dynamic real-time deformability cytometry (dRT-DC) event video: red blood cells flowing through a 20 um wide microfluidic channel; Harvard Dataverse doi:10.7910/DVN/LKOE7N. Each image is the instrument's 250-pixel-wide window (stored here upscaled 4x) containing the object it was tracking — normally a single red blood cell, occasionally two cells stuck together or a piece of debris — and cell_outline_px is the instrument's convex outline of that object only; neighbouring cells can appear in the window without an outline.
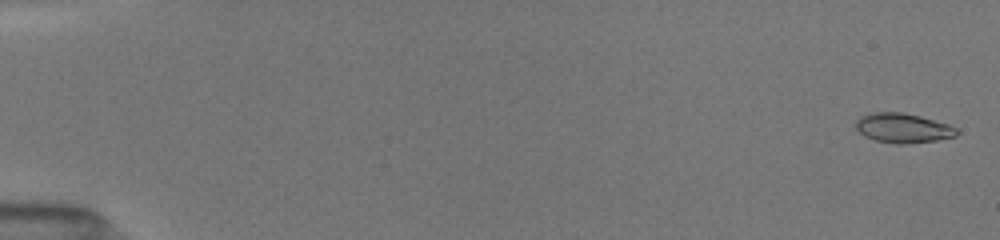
{"species": "common noctule bat (a hibernating species)", "species_latin": "Nyctalus noctula", "temperature_condition": "room temperature", "stored_images_in_passage": 45, "camera_frame_rate_fps": 3000, "um_per_image_px": 0.085, "animal": {"sex": "female", "body_mass_g": 19.5, "forearm_length_mm": 54.1}, "frame": {"image": 1, "passage_image": 2, "time_ms": 0.333, "image_size_px": [1000, 240], "cell_outline_px": [[960, 132], [956, 136], [936, 140], [908, 144], [896, 144], [876, 140], [864, 136], [856, 128], [856, 120], [860, 116], [872, 112], [900, 112], [920, 116], [948, 124], [956, 128]], "centroid_in_image_um": [76.75, 10.88], "position_along_channel_um": 8.2, "area_um2": 17.4}}
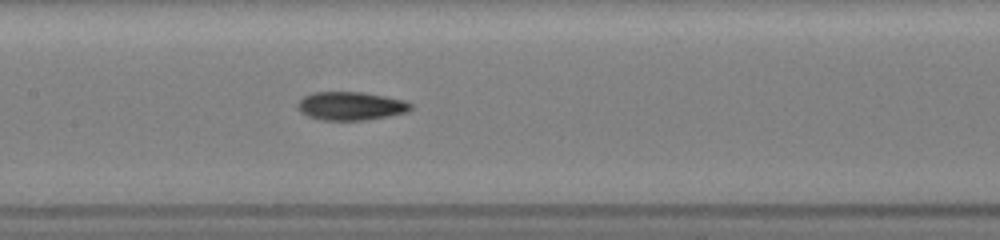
{"frame": {"image": 2, "passage_image": 20, "time_ms": 8.667, "image_size_px": [1000, 240], "cell_outline_px": [[412, 108], [408, 112], [388, 116], [364, 120], [324, 120], [308, 116], [300, 112], [296, 108], [296, 104], [304, 96], [312, 92], [364, 92], [404, 100], [412, 104]], "centroid_in_image_um": [29.8, 9.0], "position_along_channel_um": 177.6, "area_um2": 18.79}}
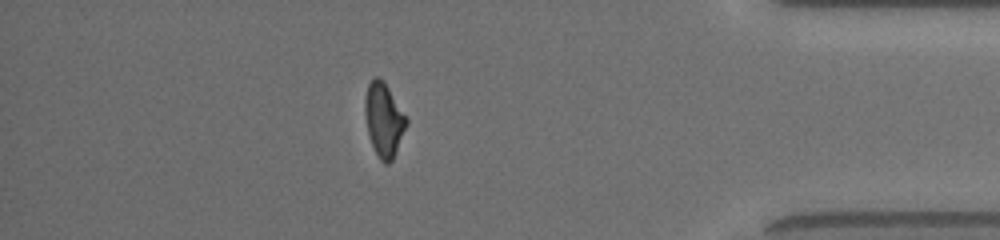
{"frame": {"image": 3, "passage_image": 39, "time_ms": 15.0, "image_size_px": [1000, 240], "cell_outline_px": [[408, 124], [392, 160], [388, 164], [384, 164], [380, 160], [372, 144], [368, 132], [364, 112], [364, 100], [368, 84], [372, 76], [376, 76], [384, 80], [408, 120]], "centroid_in_image_um": [32.62, 10.15], "position_along_channel_um": 402.6, "area_um2": 17.8}, "authors_computed_cell_mechanics": {"area_um2": 17.7446, "velocity_mm_per_s": 4.0632, "shape_relaxation_time_tau1_ms": 6.6497, "shape_relaxation_time_tau2_ms": 2.3879, "deformation_change_tau1": 0.1965, "deformation_change_tau2": 0.0877}}